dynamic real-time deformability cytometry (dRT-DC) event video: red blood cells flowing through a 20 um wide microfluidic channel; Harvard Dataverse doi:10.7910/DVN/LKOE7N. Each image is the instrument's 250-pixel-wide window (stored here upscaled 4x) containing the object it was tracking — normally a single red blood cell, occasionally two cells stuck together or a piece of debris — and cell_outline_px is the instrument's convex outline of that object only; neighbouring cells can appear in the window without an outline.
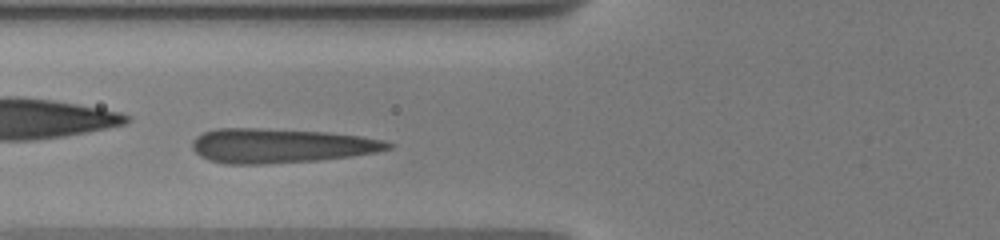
{"species": "human", "species_latin": "Homo sapiens", "temperature_condition": "warm", "stored_images_in_passage": 37, "camera_frame_rate_fps": 3000, "um_per_image_px": 0.085, "donor": {"sex": "male"}, "frame": {"image": 1, "passage_image": 8, "time_ms": 1.667, "image_size_px": [1000, 240], "cell_outline_px": [[392, 148], [376, 152], [352, 156], [320, 160], [264, 164], [224, 164], [208, 160], [200, 156], [192, 148], [192, 140], [196, 136], [204, 132], [216, 128], [264, 128], [328, 132], [360, 136], [384, 140], [392, 144]], "centroid_in_image_um": [23.83, 12.38], "position_along_channel_um": 102.0, "area_um2": 39.54}}
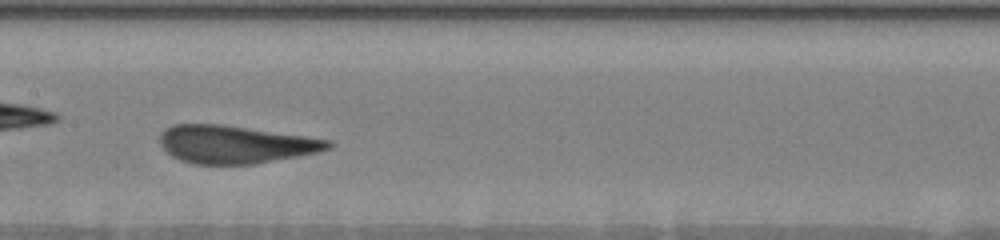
{"frame": {"image": 2, "passage_image": 18, "time_ms": 4.0, "image_size_px": [1000, 240], "cell_outline_px": [[332, 148], [316, 152], [256, 164], [196, 164], [180, 160], [172, 156], [160, 144], [160, 136], [172, 124], [220, 124], [332, 140]], "centroid_in_image_um": [20.0, 12.28], "position_along_channel_um": 187.4, "area_um2": 36.7}}
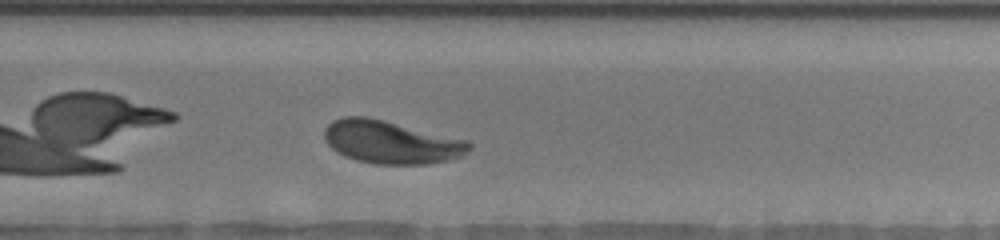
{"frame": {"image": 3, "passage_image": 29, "time_ms": 7.0, "image_size_px": [1000, 240], "cell_outline_px": [[472, 148], [464, 156], [448, 160], [428, 164], [376, 164], [356, 160], [344, 156], [336, 152], [324, 140], [324, 128], [332, 120], [344, 116], [364, 116], [384, 120], [468, 140], [472, 144]], "centroid_in_image_um": [33.24, 12.08], "position_along_channel_um": 296.6, "area_um2": 36.53}}